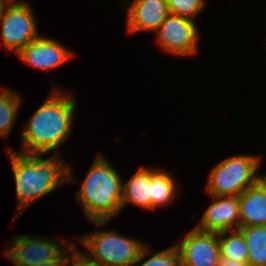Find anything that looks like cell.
<instances>
[{"label":"cell","mask_w":266,"mask_h":266,"mask_svg":"<svg viewBox=\"0 0 266 266\" xmlns=\"http://www.w3.org/2000/svg\"><path fill=\"white\" fill-rule=\"evenodd\" d=\"M72 94L53 86L36 112L21 127L22 154L49 152L61 155L59 147L70 138L74 125L77 99Z\"/></svg>","instance_id":"obj_1"},{"label":"cell","mask_w":266,"mask_h":266,"mask_svg":"<svg viewBox=\"0 0 266 266\" xmlns=\"http://www.w3.org/2000/svg\"><path fill=\"white\" fill-rule=\"evenodd\" d=\"M6 151L14 174L19 214L43 196L52 193L57 186L76 182L70 165L64 162L62 155L51 154V157L44 158L42 154H22L11 147Z\"/></svg>","instance_id":"obj_2"},{"label":"cell","mask_w":266,"mask_h":266,"mask_svg":"<svg viewBox=\"0 0 266 266\" xmlns=\"http://www.w3.org/2000/svg\"><path fill=\"white\" fill-rule=\"evenodd\" d=\"M122 188V177L99 153L75 196L88 221L101 227L122 211Z\"/></svg>","instance_id":"obj_3"},{"label":"cell","mask_w":266,"mask_h":266,"mask_svg":"<svg viewBox=\"0 0 266 266\" xmlns=\"http://www.w3.org/2000/svg\"><path fill=\"white\" fill-rule=\"evenodd\" d=\"M262 158L252 154L227 157L212 167L206 193L209 196H239L259 181Z\"/></svg>","instance_id":"obj_4"},{"label":"cell","mask_w":266,"mask_h":266,"mask_svg":"<svg viewBox=\"0 0 266 266\" xmlns=\"http://www.w3.org/2000/svg\"><path fill=\"white\" fill-rule=\"evenodd\" d=\"M77 237L89 251L83 255L102 266H133L145 246L140 239L101 228Z\"/></svg>","instance_id":"obj_5"},{"label":"cell","mask_w":266,"mask_h":266,"mask_svg":"<svg viewBox=\"0 0 266 266\" xmlns=\"http://www.w3.org/2000/svg\"><path fill=\"white\" fill-rule=\"evenodd\" d=\"M0 25L1 45L9 52L18 54L41 36L31 3L25 1L6 4L0 14Z\"/></svg>","instance_id":"obj_6"},{"label":"cell","mask_w":266,"mask_h":266,"mask_svg":"<svg viewBox=\"0 0 266 266\" xmlns=\"http://www.w3.org/2000/svg\"><path fill=\"white\" fill-rule=\"evenodd\" d=\"M11 240L4 256L9 258L14 266H37L56 261L74 244L68 240H50L28 234L16 235Z\"/></svg>","instance_id":"obj_7"},{"label":"cell","mask_w":266,"mask_h":266,"mask_svg":"<svg viewBox=\"0 0 266 266\" xmlns=\"http://www.w3.org/2000/svg\"><path fill=\"white\" fill-rule=\"evenodd\" d=\"M196 25L195 20L169 14L155 32L156 43L168 54L195 55L200 35Z\"/></svg>","instance_id":"obj_8"},{"label":"cell","mask_w":266,"mask_h":266,"mask_svg":"<svg viewBox=\"0 0 266 266\" xmlns=\"http://www.w3.org/2000/svg\"><path fill=\"white\" fill-rule=\"evenodd\" d=\"M182 266H217L220 255L218 233L194 227L175 243Z\"/></svg>","instance_id":"obj_9"},{"label":"cell","mask_w":266,"mask_h":266,"mask_svg":"<svg viewBox=\"0 0 266 266\" xmlns=\"http://www.w3.org/2000/svg\"><path fill=\"white\" fill-rule=\"evenodd\" d=\"M17 55L28 66L45 71L55 69L74 56L58 40L45 36L27 44Z\"/></svg>","instance_id":"obj_10"},{"label":"cell","mask_w":266,"mask_h":266,"mask_svg":"<svg viewBox=\"0 0 266 266\" xmlns=\"http://www.w3.org/2000/svg\"><path fill=\"white\" fill-rule=\"evenodd\" d=\"M213 202L195 227L205 232L220 233L240 228L239 196H211Z\"/></svg>","instance_id":"obj_11"},{"label":"cell","mask_w":266,"mask_h":266,"mask_svg":"<svg viewBox=\"0 0 266 266\" xmlns=\"http://www.w3.org/2000/svg\"><path fill=\"white\" fill-rule=\"evenodd\" d=\"M127 8L126 30L130 34L137 32L155 33L169 15L167 0H132Z\"/></svg>","instance_id":"obj_12"},{"label":"cell","mask_w":266,"mask_h":266,"mask_svg":"<svg viewBox=\"0 0 266 266\" xmlns=\"http://www.w3.org/2000/svg\"><path fill=\"white\" fill-rule=\"evenodd\" d=\"M240 227L266 226V188L258 181L239 195Z\"/></svg>","instance_id":"obj_13"},{"label":"cell","mask_w":266,"mask_h":266,"mask_svg":"<svg viewBox=\"0 0 266 266\" xmlns=\"http://www.w3.org/2000/svg\"><path fill=\"white\" fill-rule=\"evenodd\" d=\"M132 203L144 209H150V168L140 166L129 180L123 181L122 210Z\"/></svg>","instance_id":"obj_14"},{"label":"cell","mask_w":266,"mask_h":266,"mask_svg":"<svg viewBox=\"0 0 266 266\" xmlns=\"http://www.w3.org/2000/svg\"><path fill=\"white\" fill-rule=\"evenodd\" d=\"M177 181L165 169L150 168V210L170 205L178 194Z\"/></svg>","instance_id":"obj_15"},{"label":"cell","mask_w":266,"mask_h":266,"mask_svg":"<svg viewBox=\"0 0 266 266\" xmlns=\"http://www.w3.org/2000/svg\"><path fill=\"white\" fill-rule=\"evenodd\" d=\"M247 248L249 266H266V226L240 227Z\"/></svg>","instance_id":"obj_16"},{"label":"cell","mask_w":266,"mask_h":266,"mask_svg":"<svg viewBox=\"0 0 266 266\" xmlns=\"http://www.w3.org/2000/svg\"><path fill=\"white\" fill-rule=\"evenodd\" d=\"M0 92V136L6 138L19 115L22 98L19 93L6 87Z\"/></svg>","instance_id":"obj_17"},{"label":"cell","mask_w":266,"mask_h":266,"mask_svg":"<svg viewBox=\"0 0 266 266\" xmlns=\"http://www.w3.org/2000/svg\"><path fill=\"white\" fill-rule=\"evenodd\" d=\"M218 241L221 257L247 263V243L243 233L239 229L218 233Z\"/></svg>","instance_id":"obj_18"},{"label":"cell","mask_w":266,"mask_h":266,"mask_svg":"<svg viewBox=\"0 0 266 266\" xmlns=\"http://www.w3.org/2000/svg\"><path fill=\"white\" fill-rule=\"evenodd\" d=\"M147 256L150 257L144 261L143 259ZM133 266H182V263L175 244L156 254H153L152 250L145 244Z\"/></svg>","instance_id":"obj_19"},{"label":"cell","mask_w":266,"mask_h":266,"mask_svg":"<svg viewBox=\"0 0 266 266\" xmlns=\"http://www.w3.org/2000/svg\"><path fill=\"white\" fill-rule=\"evenodd\" d=\"M206 0H167L169 14L195 20L205 7Z\"/></svg>","instance_id":"obj_20"},{"label":"cell","mask_w":266,"mask_h":266,"mask_svg":"<svg viewBox=\"0 0 266 266\" xmlns=\"http://www.w3.org/2000/svg\"><path fill=\"white\" fill-rule=\"evenodd\" d=\"M77 245L71 246V258L68 266H102L98 263L90 261L81 251H78Z\"/></svg>","instance_id":"obj_21"},{"label":"cell","mask_w":266,"mask_h":266,"mask_svg":"<svg viewBox=\"0 0 266 266\" xmlns=\"http://www.w3.org/2000/svg\"><path fill=\"white\" fill-rule=\"evenodd\" d=\"M70 258H71V247L56 261L47 262L45 264L37 266H68Z\"/></svg>","instance_id":"obj_22"},{"label":"cell","mask_w":266,"mask_h":266,"mask_svg":"<svg viewBox=\"0 0 266 266\" xmlns=\"http://www.w3.org/2000/svg\"><path fill=\"white\" fill-rule=\"evenodd\" d=\"M217 266H249L248 263L220 257Z\"/></svg>","instance_id":"obj_23"},{"label":"cell","mask_w":266,"mask_h":266,"mask_svg":"<svg viewBox=\"0 0 266 266\" xmlns=\"http://www.w3.org/2000/svg\"><path fill=\"white\" fill-rule=\"evenodd\" d=\"M259 182L266 188V174L260 176Z\"/></svg>","instance_id":"obj_24"},{"label":"cell","mask_w":266,"mask_h":266,"mask_svg":"<svg viewBox=\"0 0 266 266\" xmlns=\"http://www.w3.org/2000/svg\"><path fill=\"white\" fill-rule=\"evenodd\" d=\"M7 3L4 0H0V14Z\"/></svg>","instance_id":"obj_25"},{"label":"cell","mask_w":266,"mask_h":266,"mask_svg":"<svg viewBox=\"0 0 266 266\" xmlns=\"http://www.w3.org/2000/svg\"><path fill=\"white\" fill-rule=\"evenodd\" d=\"M7 4H9V3H18V2H23V0L21 1V0H4Z\"/></svg>","instance_id":"obj_26"}]
</instances>
